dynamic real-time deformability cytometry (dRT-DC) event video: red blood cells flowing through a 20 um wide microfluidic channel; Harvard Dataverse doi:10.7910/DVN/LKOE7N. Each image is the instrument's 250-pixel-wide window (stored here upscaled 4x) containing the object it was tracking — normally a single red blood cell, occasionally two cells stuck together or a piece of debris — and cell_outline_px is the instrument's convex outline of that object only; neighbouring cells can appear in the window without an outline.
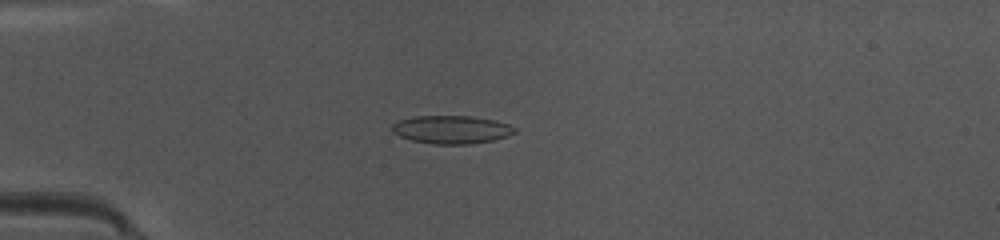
{"species": "common noctule bat (a hibernating species)", "species_latin": "Nyctalus noctula", "temperature_condition": "warm", "stored_images_in_passage": 41, "camera_frame_rate_fps": 3000, "um_per_image_px": 0.085, "animal": {"sex": "female", "body_mass_g": 10.0, "forearm_length_mm": 53.1}, "frame": {"image": 1, "passage_image": 7, "time_ms": 2.0, "image_size_px": [1000, 240], "cell_outline_px": [[516, 132], [508, 136], [492, 140], [472, 144], [432, 144], [412, 140], [400, 136], [392, 132], [392, 124], [400, 120], [416, 116], [468, 116], [496, 120], [508, 124], [516, 128]], "centroid_in_image_um": [38.39, 11.02], "position_along_channel_um": 46.6, "area_um2": 20.06}}
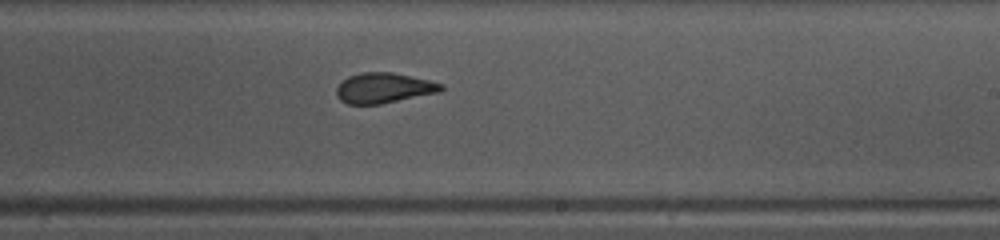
{"frame": {"image": 2, "passage_image": 23, "time_ms": 7.333, "image_size_px": [1000, 240], "cell_outline_px": [[444, 88], [440, 92], [380, 104], [348, 104], [340, 100], [336, 96], [336, 88], [348, 76], [360, 72], [392, 72], [428, 80], [444, 84]], "centroid_in_image_um": [32.61, 7.48], "position_along_channel_um": 256.4, "area_um2": 18.44}}
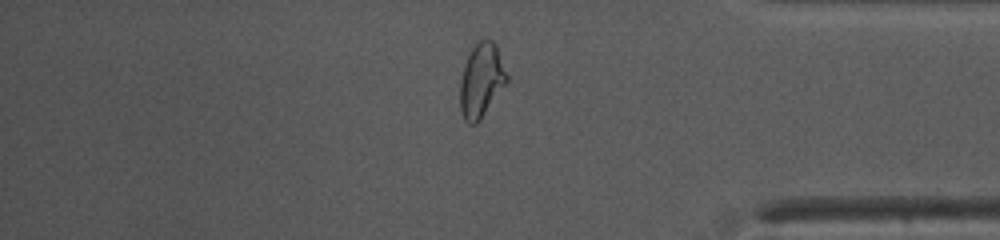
{"frame": {"image": 3, "passage_image": 34, "time_ms": 11.0, "image_size_px": [1000, 240], "cell_outline_px": [[508, 80], [480, 120], [476, 124], [468, 124], [464, 120], [460, 112], [460, 80], [464, 64], [472, 48], [480, 40], [492, 40], [496, 44], [508, 76]], "centroid_in_image_um": [40.9, 6.85], "position_along_channel_um": 394.3, "area_um2": 20.06}, "authors_computed_cell_mechanics": {"area_um2": 19.3052, "velocity_mm_per_s": 4.2349, "shape_relaxation_time_tau1_ms": null, "shape_relaxation_time_tau2_ms": 1.5465, "deformation_change_tau1": null, "deformation_change_tau2": 0.06}}